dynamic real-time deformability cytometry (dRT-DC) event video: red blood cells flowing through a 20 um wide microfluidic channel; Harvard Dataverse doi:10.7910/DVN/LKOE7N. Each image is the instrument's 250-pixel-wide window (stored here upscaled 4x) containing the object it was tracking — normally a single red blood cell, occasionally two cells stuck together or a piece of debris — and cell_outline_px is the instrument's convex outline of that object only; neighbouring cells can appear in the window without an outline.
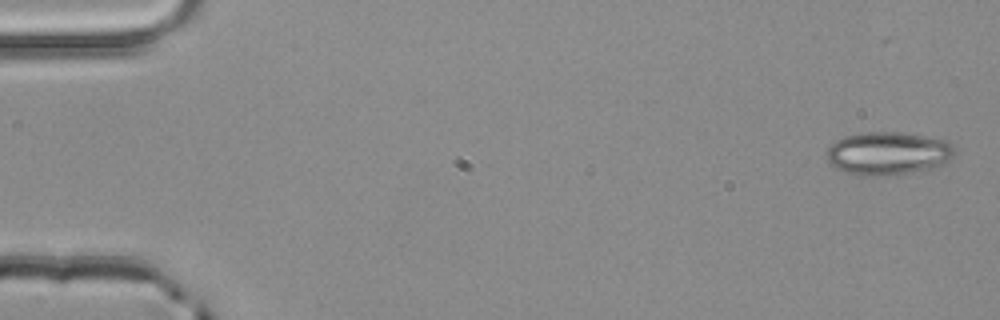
{"species": "common noctule bat (a hibernating species)", "species_latin": "Nyctalus noctula", "temperature_condition": "room temperature", "stored_images_in_passage": 4, "camera_frame_rate_fps": 3000, "um_per_image_px": 0.085, "animal": {"sex": "male", "body_mass_g": 20.4}, "frame": {"image": 1, "passage_image": 1, "time_ms": 0.0, "image_size_px": [1000, 320], "cell_outline_px": [[956, 152], [948, 160], [932, 168], [912, 172], [880, 176], [868, 176], [844, 172], [832, 164], [828, 160], [828, 148], [836, 140], [844, 136], [868, 132], [896, 132], [948, 140], [952, 144]], "centroid_in_image_um": [75.5, 13.03], "position_along_channel_um": 9.5, "area_um2": 31.73}}
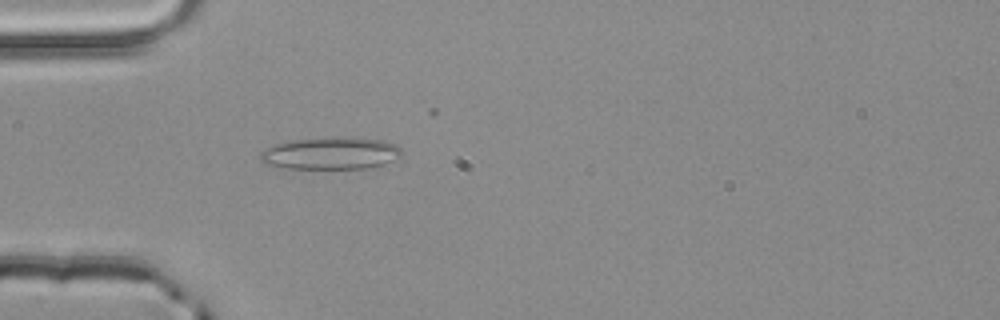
{"frame": {"image": 2, "passage_image": 4, "time_ms": 1.0, "image_size_px": [1000, 320], "cell_outline_px": [[404, 152], [400, 156], [384, 164], [364, 168], [284, 168], [264, 164], [260, 160], [260, 152], [264, 148], [276, 144], [292, 140], [332, 136], [360, 136], [384, 140], [396, 144]], "centroid_in_image_um": [28.13, 13.0], "position_along_channel_um": 56.9, "area_um2": 27.11}}